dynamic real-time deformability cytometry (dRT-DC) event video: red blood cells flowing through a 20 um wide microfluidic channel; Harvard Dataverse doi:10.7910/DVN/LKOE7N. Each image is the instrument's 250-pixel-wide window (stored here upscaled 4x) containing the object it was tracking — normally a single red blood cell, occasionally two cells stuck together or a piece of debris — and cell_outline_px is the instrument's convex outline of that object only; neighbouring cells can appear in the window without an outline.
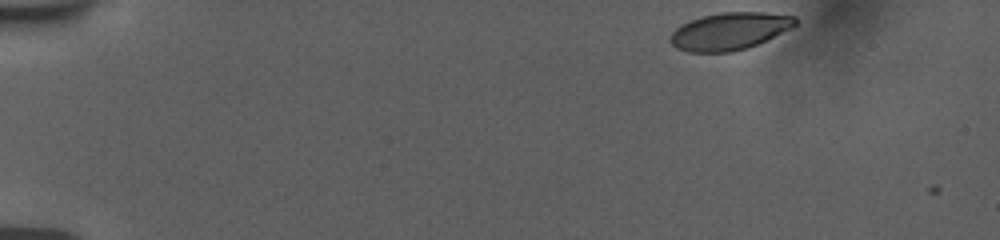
{"species": "human", "species_latin": "Homo sapiens", "temperature_condition": "room temperature", "stored_images_in_passage": 49, "camera_frame_rate_fps": 3000, "um_per_image_px": 0.085, "donor": {"sex": "female"}, "frame": {"image": 1, "passage_image": 1, "time_ms": 0.0, "image_size_px": [1000, 240], "cell_outline_px": [[796, 24], [792, 28], [756, 44], [732, 52], [688, 52], [676, 48], [672, 44], [672, 32], [680, 24], [704, 16], [720, 12], [764, 12], [796, 16]], "centroid_in_image_um": [62.02, 2.64], "position_along_channel_um": 23.0, "area_um2": 26.88}}
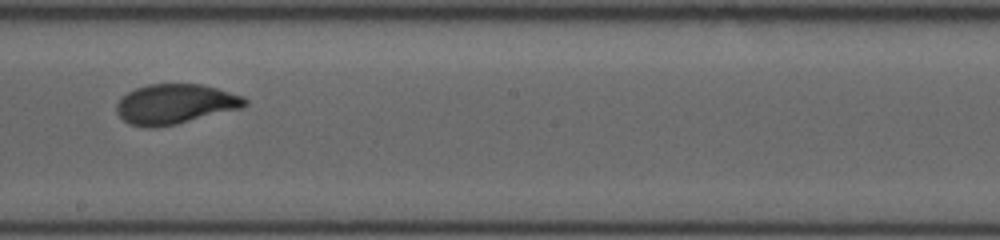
{"frame": {"image": 2, "passage_image": 27, "time_ms": 8.667, "image_size_px": [1000, 240], "cell_outline_px": [[248, 104], [240, 108], [176, 124], [148, 128], [144, 128], [128, 124], [116, 112], [116, 104], [128, 92], [136, 88], [148, 84], [200, 84], [216, 88], [244, 96], [248, 100]], "centroid_in_image_um": [14.87, 8.84], "position_along_channel_um": 233.3, "area_um2": 29.65}}
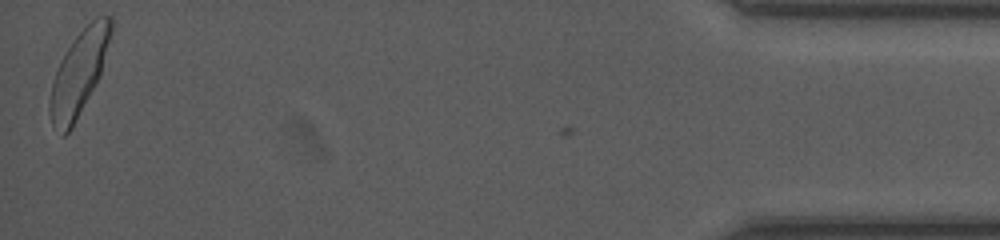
{"frame": {"image": 3, "passage_image": 49, "time_ms": 16.0, "image_size_px": [1000, 240], "cell_outline_px": [[112, 32], [100, 72], [96, 84], [72, 128], [64, 136], [60, 136], [52, 124], [48, 112], [48, 104], [52, 84], [56, 72], [72, 40], [96, 16], [112, 16]], "centroid_in_image_um": [6.69, 6.26], "position_along_channel_um": 428.5, "area_um2": 29.48}, "authors_computed_cell_mechanics": {"area_um2": 29.3624, "velocity_mm_per_s": 3.7468, "shape_relaxation_time_tau1_ms": 3.4483, "shape_relaxation_time_tau2_ms": null, "deformation_change_tau1": 0.1577, "deformation_change_tau2": null}}